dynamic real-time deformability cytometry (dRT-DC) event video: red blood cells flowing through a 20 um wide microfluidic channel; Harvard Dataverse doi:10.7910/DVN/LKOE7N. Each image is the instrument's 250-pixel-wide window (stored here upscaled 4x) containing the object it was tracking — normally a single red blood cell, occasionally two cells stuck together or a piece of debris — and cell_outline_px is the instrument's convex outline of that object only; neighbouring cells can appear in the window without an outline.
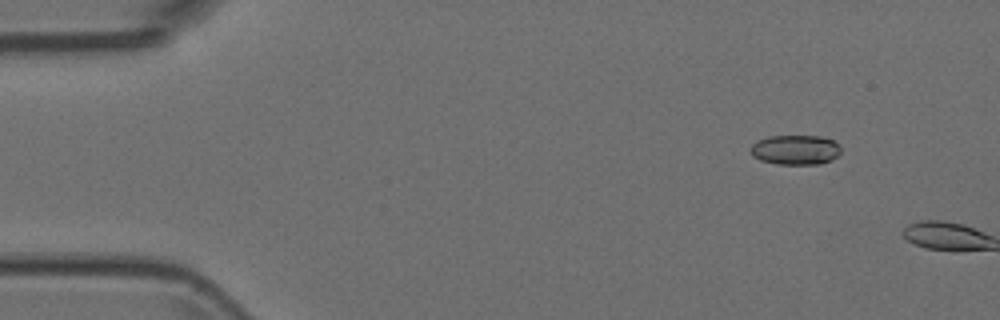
{"species": "Egyptian fruit bat (a non-hibernating species)", "species_latin": "Rousettus aegyptiacus", "temperature_condition": "room temperature", "stored_images_in_passage": 2, "camera_frame_rate_fps": 3000, "um_per_image_px": 0.085, "animal": {"sex": "female"}, "frame": {"image": 1, "passage_image": 1, "time_ms": 0.0, "image_size_px": [1000, 320], "cell_outline_px": [[840, 152], [832, 160], [820, 164], [776, 164], [760, 160], [752, 156], [752, 144], [756, 140], [768, 136], [820, 136], [832, 140], [840, 148]], "centroid_in_image_um": [67.58, 12.74], "position_along_channel_um": 17.4, "area_um2": 15.61}}